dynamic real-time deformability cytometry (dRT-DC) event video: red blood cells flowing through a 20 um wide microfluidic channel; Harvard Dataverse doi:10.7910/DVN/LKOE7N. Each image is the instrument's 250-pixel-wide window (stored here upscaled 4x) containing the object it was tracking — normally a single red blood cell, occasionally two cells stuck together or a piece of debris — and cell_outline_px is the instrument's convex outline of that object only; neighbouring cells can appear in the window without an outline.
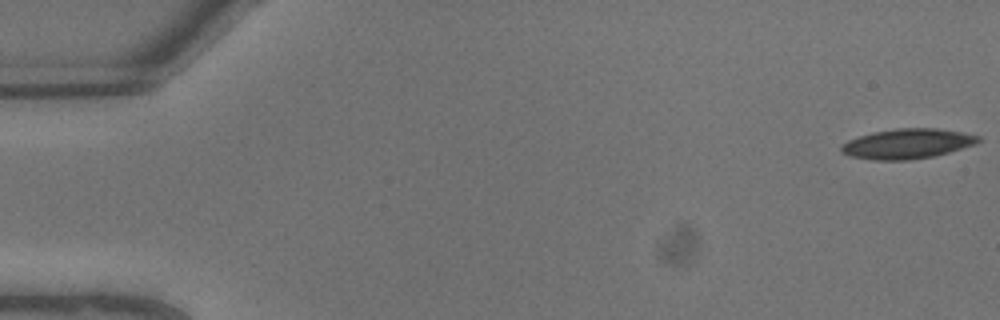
{"species": "common noctule bat (a hibernating species)", "species_latin": "Nyctalus noctula", "temperature_condition": "warm", "stored_images_in_passage": 6, "camera_frame_rate_fps": 3000, "um_per_image_px": 0.085, "animal": {"sex": "male", "body_mass_g": 13.3}, "frame": {"image": 1, "passage_image": 1, "time_ms": 0.0, "image_size_px": [1000, 320], "cell_outline_px": [[980, 140], [976, 144], [948, 152], [932, 156], [908, 160], [872, 160], [848, 156], [840, 152], [840, 148], [848, 140], [872, 132], [896, 128], [936, 128], [960, 132], [980, 136]], "centroid_in_image_um": [77.09, 12.22], "position_along_channel_um": 7.9, "area_um2": 23.81}}